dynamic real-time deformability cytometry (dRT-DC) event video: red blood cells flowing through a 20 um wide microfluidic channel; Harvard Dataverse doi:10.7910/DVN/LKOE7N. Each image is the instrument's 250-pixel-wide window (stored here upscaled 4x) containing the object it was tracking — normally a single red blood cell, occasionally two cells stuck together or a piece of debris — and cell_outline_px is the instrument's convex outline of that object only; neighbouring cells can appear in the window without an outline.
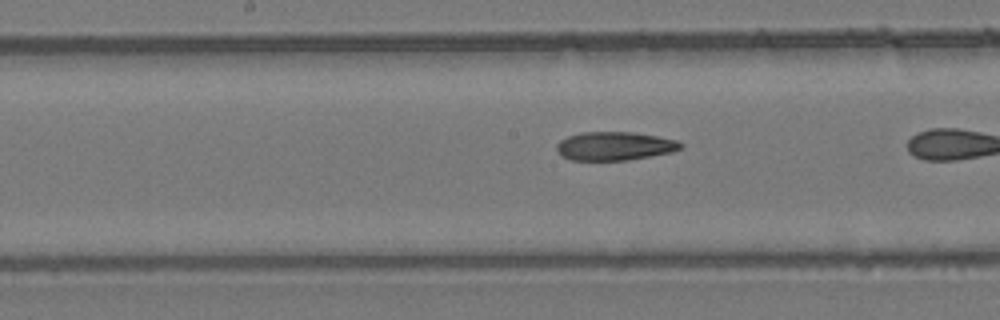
{"species": "common noctule bat (a hibernating species)", "species_latin": "Nyctalus noctula", "temperature_condition": "room temperature", "stored_images_in_passage": 19, "camera_frame_rate_fps": 3000, "um_per_image_px": 0.085, "animal": {"sex": "female", "body_mass_g": 24.6, "forearm_length_mm": 56.2}, "frame": {"image": 1, "passage_image": 11, "time_ms": 3.333, "image_size_px": [1000, 320], "cell_outline_px": [[684, 148], [672, 152], [652, 156], [628, 160], [572, 160], [564, 156], [556, 148], [556, 144], [560, 140], [568, 136], [580, 132], [632, 132], [656, 136], [676, 140], [684, 144]], "centroid_in_image_um": [52.28, 12.41], "position_along_channel_um": 195.9, "area_um2": 20.63}}